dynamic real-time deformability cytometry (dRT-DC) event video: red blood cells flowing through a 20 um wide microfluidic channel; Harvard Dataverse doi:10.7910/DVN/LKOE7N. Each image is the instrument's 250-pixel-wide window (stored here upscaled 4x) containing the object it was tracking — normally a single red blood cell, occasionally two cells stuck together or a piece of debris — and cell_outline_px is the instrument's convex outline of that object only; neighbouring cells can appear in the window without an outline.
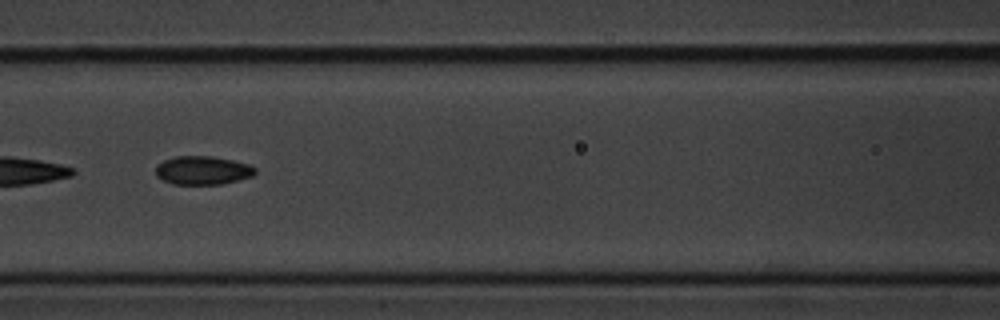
{"species": "common noctule bat (a hibernating species)", "species_latin": "Nyctalus noctula", "temperature_condition": "cold", "stored_images_in_passage": 8, "camera_frame_rate_fps": 3000, "um_per_image_px": 0.085, "animal": {"sex": "male", "body_mass_g": 20.1, "forearm_length_mm": 53.5}, "frame": {"image": 1, "passage_image": 4, "time_ms": 1.0, "image_size_px": [1000, 320], "cell_outline_px": [[256, 172], [252, 176], [220, 184], [172, 184], [156, 176], [156, 164], [164, 160], [176, 156], [212, 156], [232, 160], [248, 164], [256, 168]], "centroid_in_image_um": [17.2, 14.47], "position_along_channel_um": 149.4, "area_um2": 16.47}}
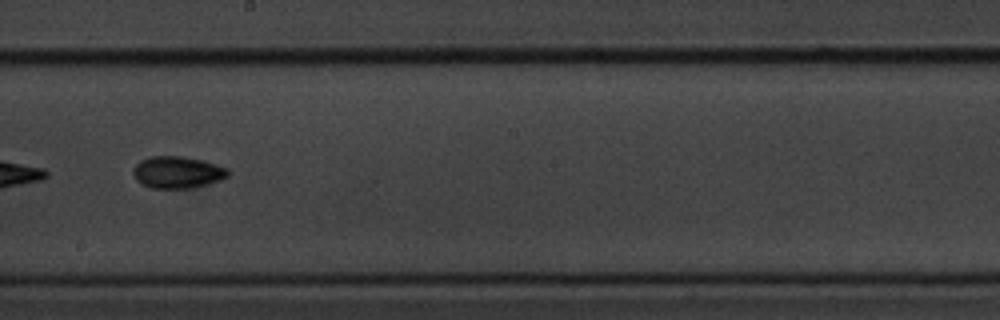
{"frame": {"image": 2, "passage_image": 6, "time_ms": 1.667, "image_size_px": [1000, 320], "cell_outline_px": [[228, 176], [220, 180], [208, 184], [188, 188], [152, 188], [136, 180], [132, 172], [136, 164], [140, 160], [152, 156], [180, 156], [200, 160], [216, 164], [228, 168]], "centroid_in_image_um": [15.07, 14.64], "position_along_channel_um": 233.1, "area_um2": 17.46}}
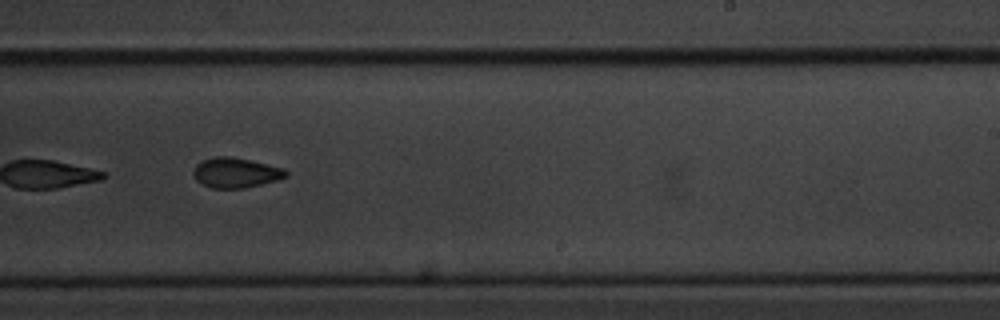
{"frame": {"image": 3, "passage_image": 7, "time_ms": 2.0, "image_size_px": [1000, 320], "cell_outline_px": [[288, 176], [276, 180], [244, 188], [212, 188], [196, 180], [192, 172], [196, 164], [200, 160], [216, 156], [232, 156], [284, 168], [288, 172]], "centroid_in_image_um": [20.01, 14.66], "position_along_channel_um": 269.0, "area_um2": 16.18}}